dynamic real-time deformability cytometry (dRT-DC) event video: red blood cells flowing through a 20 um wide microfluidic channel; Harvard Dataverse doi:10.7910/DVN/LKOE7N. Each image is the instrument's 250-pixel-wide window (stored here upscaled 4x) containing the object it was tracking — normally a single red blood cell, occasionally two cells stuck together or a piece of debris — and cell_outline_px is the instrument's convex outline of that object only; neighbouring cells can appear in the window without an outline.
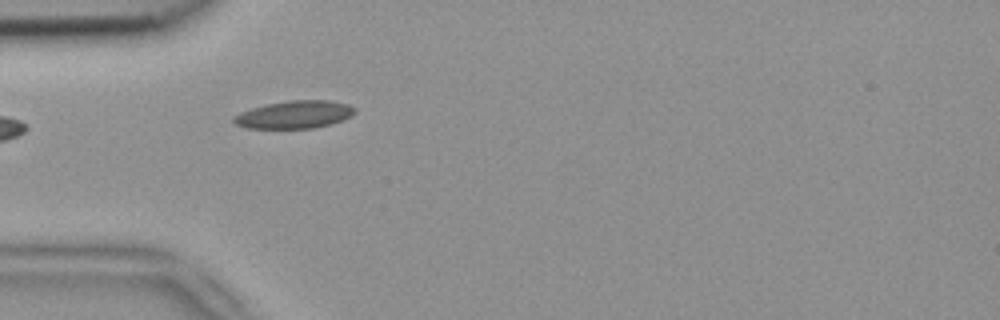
{"species": "common noctule bat (a hibernating species)", "species_latin": "Nyctalus noctula", "temperature_condition": "room temperature", "stored_images_in_passage": 8, "camera_frame_rate_fps": 3000, "um_per_image_px": 0.085, "animal": {"sex": "female", "body_mass_g": 18.4}, "frame": {"image": 1, "passage_image": 4, "time_ms": 1.0, "image_size_px": [1000, 320], "cell_outline_px": [[356, 112], [352, 116], [332, 124], [312, 128], [248, 128], [236, 124], [232, 120], [232, 116], [240, 112], [252, 108], [268, 104], [288, 100], [328, 100], [348, 104], [356, 108]], "centroid_in_image_um": [25.05, 9.73], "position_along_channel_um": 59.9, "area_um2": 19.59}}
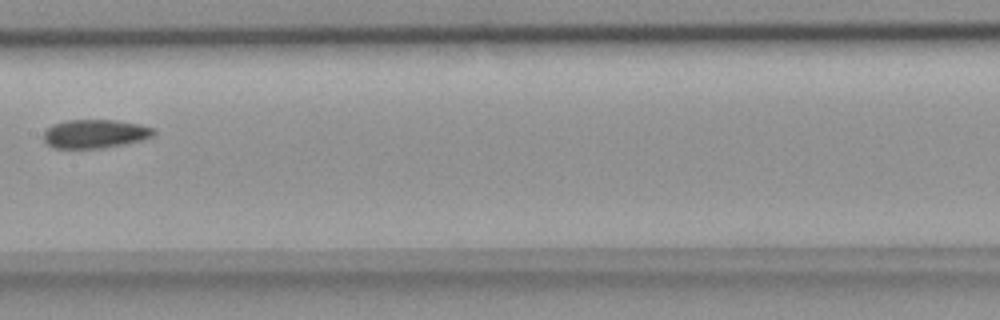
{"frame": {"image": 2, "passage_image": 7, "time_ms": 2.0, "image_size_px": [1000, 320], "cell_outline_px": [[156, 132], [152, 136], [140, 140], [124, 144], [100, 148], [52, 148], [44, 140], [44, 132], [52, 124], [64, 120], [116, 120], [140, 124], [152, 128]], "centroid_in_image_um": [8.05, 11.36], "position_along_channel_um": 199.4, "area_um2": 18.32}}
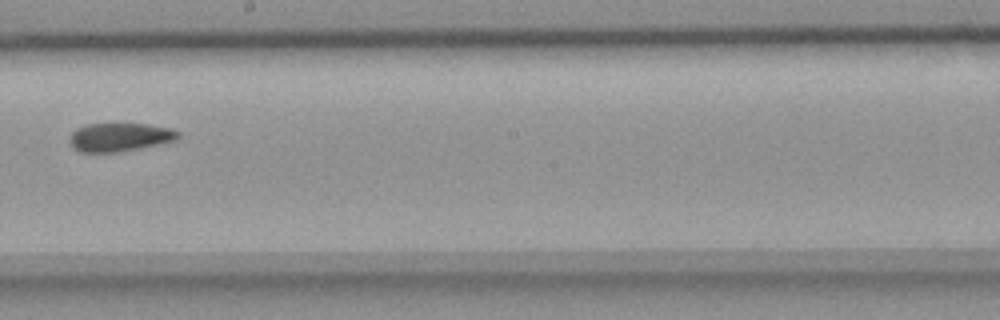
{"frame": {"image": 3, "passage_image": 8, "time_ms": 2.333, "image_size_px": [1000, 320], "cell_outline_px": [[180, 136], [172, 140], [140, 148], [120, 152], [80, 152], [72, 148], [68, 140], [72, 132], [76, 128], [84, 124], [148, 124], [172, 128], [180, 132]], "centroid_in_image_um": [10.12, 11.65], "position_along_channel_um": 238.1, "area_um2": 18.03}}